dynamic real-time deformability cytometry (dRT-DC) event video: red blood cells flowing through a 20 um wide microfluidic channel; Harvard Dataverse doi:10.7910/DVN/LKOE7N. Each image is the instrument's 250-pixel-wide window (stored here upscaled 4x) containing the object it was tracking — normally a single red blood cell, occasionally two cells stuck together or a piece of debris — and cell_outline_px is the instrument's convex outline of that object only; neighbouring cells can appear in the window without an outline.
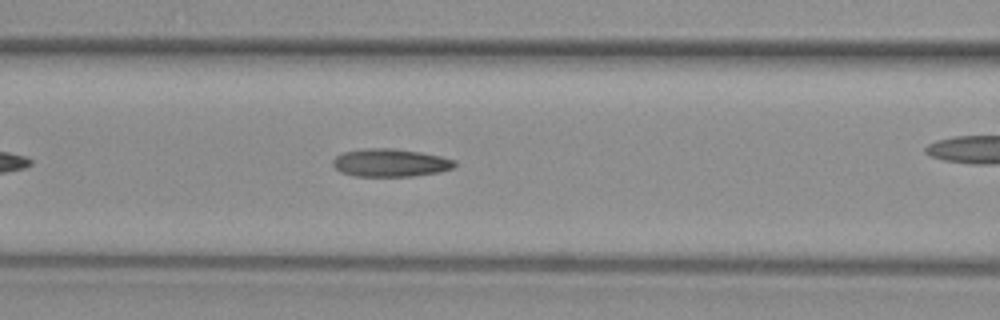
{"species": "common noctule bat (a hibernating species)", "species_latin": "Nyctalus noctula", "temperature_condition": "warm", "stored_images_in_passage": 28, "camera_frame_rate_fps": 3000, "um_per_image_px": 0.085, "animal": {"sex": "female", "body_mass_g": 29.2, "forearm_length_mm": 56.3}, "frame": {"image": 1, "passage_image": 9, "time_ms": 2.667, "image_size_px": [1000, 320], "cell_outline_px": [[456, 164], [452, 168], [440, 172], [412, 176], [356, 176], [340, 172], [332, 164], [332, 160], [336, 156], [344, 152], [364, 148], [392, 148], [420, 152], [440, 156], [456, 160]], "centroid_in_image_um": [33.17, 13.83], "position_along_channel_um": 133.4, "area_um2": 19.83}}
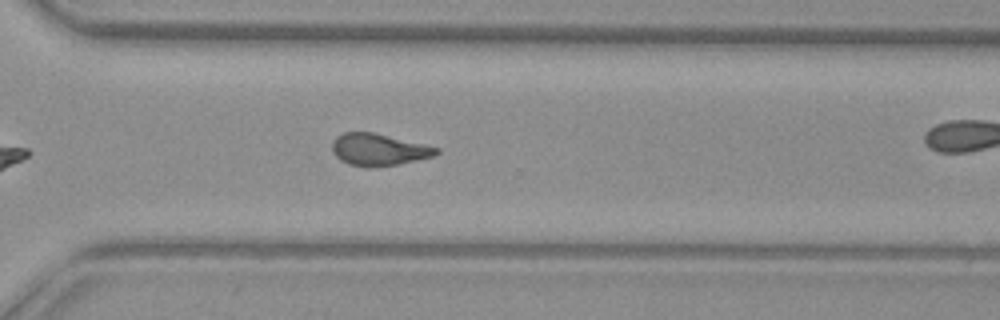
{"frame": {"image": 2, "passage_image": 24, "time_ms": 7.667, "image_size_px": [1000, 320], "cell_outline_px": [[440, 152], [432, 156], [396, 164], [376, 168], [368, 168], [348, 164], [340, 160], [332, 152], [332, 140], [336, 136], [344, 132], [372, 132], [424, 144], [440, 148]], "centroid_in_image_um": [32.13, 12.72], "position_along_channel_um": 338.5, "area_um2": 19.42}}